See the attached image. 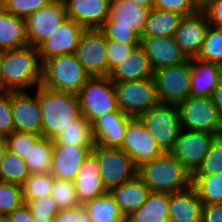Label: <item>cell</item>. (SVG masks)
Masks as SVG:
<instances>
[{"mask_svg":"<svg viewBox=\"0 0 222 222\" xmlns=\"http://www.w3.org/2000/svg\"><path fill=\"white\" fill-rule=\"evenodd\" d=\"M181 129L220 135L222 121L211 97L190 96L177 105Z\"/></svg>","mask_w":222,"mask_h":222,"instance_id":"9","label":"cell"},{"mask_svg":"<svg viewBox=\"0 0 222 222\" xmlns=\"http://www.w3.org/2000/svg\"><path fill=\"white\" fill-rule=\"evenodd\" d=\"M140 46L149 59L153 71L178 65L187 60L172 37H140Z\"/></svg>","mask_w":222,"mask_h":222,"instance_id":"20","label":"cell"},{"mask_svg":"<svg viewBox=\"0 0 222 222\" xmlns=\"http://www.w3.org/2000/svg\"><path fill=\"white\" fill-rule=\"evenodd\" d=\"M1 76L3 93L37 88L42 78V63L37 48L27 45L1 51Z\"/></svg>","mask_w":222,"mask_h":222,"instance_id":"1","label":"cell"},{"mask_svg":"<svg viewBox=\"0 0 222 222\" xmlns=\"http://www.w3.org/2000/svg\"><path fill=\"white\" fill-rule=\"evenodd\" d=\"M138 118L164 153L173 148L181 131L177 105L160 103L143 112Z\"/></svg>","mask_w":222,"mask_h":222,"instance_id":"7","label":"cell"},{"mask_svg":"<svg viewBox=\"0 0 222 222\" xmlns=\"http://www.w3.org/2000/svg\"><path fill=\"white\" fill-rule=\"evenodd\" d=\"M53 0H0V6L14 16L26 18Z\"/></svg>","mask_w":222,"mask_h":222,"instance_id":"42","label":"cell"},{"mask_svg":"<svg viewBox=\"0 0 222 222\" xmlns=\"http://www.w3.org/2000/svg\"><path fill=\"white\" fill-rule=\"evenodd\" d=\"M93 148L53 144L50 174L58 179L74 181L78 169Z\"/></svg>","mask_w":222,"mask_h":222,"instance_id":"18","label":"cell"},{"mask_svg":"<svg viewBox=\"0 0 222 222\" xmlns=\"http://www.w3.org/2000/svg\"><path fill=\"white\" fill-rule=\"evenodd\" d=\"M212 104L215 106L219 118L222 121V79L211 94Z\"/></svg>","mask_w":222,"mask_h":222,"instance_id":"52","label":"cell"},{"mask_svg":"<svg viewBox=\"0 0 222 222\" xmlns=\"http://www.w3.org/2000/svg\"><path fill=\"white\" fill-rule=\"evenodd\" d=\"M116 1H119V0H109L110 3L116 2Z\"/></svg>","mask_w":222,"mask_h":222,"instance_id":"58","label":"cell"},{"mask_svg":"<svg viewBox=\"0 0 222 222\" xmlns=\"http://www.w3.org/2000/svg\"><path fill=\"white\" fill-rule=\"evenodd\" d=\"M217 135L181 129L169 153L192 175L201 165Z\"/></svg>","mask_w":222,"mask_h":222,"instance_id":"13","label":"cell"},{"mask_svg":"<svg viewBox=\"0 0 222 222\" xmlns=\"http://www.w3.org/2000/svg\"><path fill=\"white\" fill-rule=\"evenodd\" d=\"M81 115L91 124L117 107L116 89L109 76L90 77L77 93Z\"/></svg>","mask_w":222,"mask_h":222,"instance_id":"5","label":"cell"},{"mask_svg":"<svg viewBox=\"0 0 222 222\" xmlns=\"http://www.w3.org/2000/svg\"><path fill=\"white\" fill-rule=\"evenodd\" d=\"M6 151H7L6 138L0 137V166H1V162L3 161Z\"/></svg>","mask_w":222,"mask_h":222,"instance_id":"53","label":"cell"},{"mask_svg":"<svg viewBox=\"0 0 222 222\" xmlns=\"http://www.w3.org/2000/svg\"><path fill=\"white\" fill-rule=\"evenodd\" d=\"M28 91H12V115L14 131L31 132L41 135L42 113L39 99Z\"/></svg>","mask_w":222,"mask_h":222,"instance_id":"17","label":"cell"},{"mask_svg":"<svg viewBox=\"0 0 222 222\" xmlns=\"http://www.w3.org/2000/svg\"><path fill=\"white\" fill-rule=\"evenodd\" d=\"M221 79V65L205 62L197 58L191 59L190 96L211 97L212 92Z\"/></svg>","mask_w":222,"mask_h":222,"instance_id":"25","label":"cell"},{"mask_svg":"<svg viewBox=\"0 0 222 222\" xmlns=\"http://www.w3.org/2000/svg\"><path fill=\"white\" fill-rule=\"evenodd\" d=\"M201 222H222V203L203 204Z\"/></svg>","mask_w":222,"mask_h":222,"instance_id":"50","label":"cell"},{"mask_svg":"<svg viewBox=\"0 0 222 222\" xmlns=\"http://www.w3.org/2000/svg\"><path fill=\"white\" fill-rule=\"evenodd\" d=\"M52 146V140L42 136H40L35 143L30 146V150L24 158L30 174L50 171Z\"/></svg>","mask_w":222,"mask_h":222,"instance_id":"33","label":"cell"},{"mask_svg":"<svg viewBox=\"0 0 222 222\" xmlns=\"http://www.w3.org/2000/svg\"><path fill=\"white\" fill-rule=\"evenodd\" d=\"M54 222H93L84 205L60 209Z\"/></svg>","mask_w":222,"mask_h":222,"instance_id":"48","label":"cell"},{"mask_svg":"<svg viewBox=\"0 0 222 222\" xmlns=\"http://www.w3.org/2000/svg\"><path fill=\"white\" fill-rule=\"evenodd\" d=\"M93 222H126L109 192L84 204Z\"/></svg>","mask_w":222,"mask_h":222,"instance_id":"32","label":"cell"},{"mask_svg":"<svg viewBox=\"0 0 222 222\" xmlns=\"http://www.w3.org/2000/svg\"><path fill=\"white\" fill-rule=\"evenodd\" d=\"M53 144H64L80 147H94L95 140L93 136L91 123L82 115L72 121L66 130L62 131L54 140Z\"/></svg>","mask_w":222,"mask_h":222,"instance_id":"31","label":"cell"},{"mask_svg":"<svg viewBox=\"0 0 222 222\" xmlns=\"http://www.w3.org/2000/svg\"><path fill=\"white\" fill-rule=\"evenodd\" d=\"M68 18L63 0H53L25 18L28 45L37 48Z\"/></svg>","mask_w":222,"mask_h":222,"instance_id":"11","label":"cell"},{"mask_svg":"<svg viewBox=\"0 0 222 222\" xmlns=\"http://www.w3.org/2000/svg\"><path fill=\"white\" fill-rule=\"evenodd\" d=\"M208 26L207 17L201 9L181 18L174 39L187 59L196 58L199 54Z\"/></svg>","mask_w":222,"mask_h":222,"instance_id":"15","label":"cell"},{"mask_svg":"<svg viewBox=\"0 0 222 222\" xmlns=\"http://www.w3.org/2000/svg\"><path fill=\"white\" fill-rule=\"evenodd\" d=\"M0 93H3V79L1 76V51H0Z\"/></svg>","mask_w":222,"mask_h":222,"instance_id":"55","label":"cell"},{"mask_svg":"<svg viewBox=\"0 0 222 222\" xmlns=\"http://www.w3.org/2000/svg\"><path fill=\"white\" fill-rule=\"evenodd\" d=\"M160 103L178 105L190 97L191 59L153 72Z\"/></svg>","mask_w":222,"mask_h":222,"instance_id":"6","label":"cell"},{"mask_svg":"<svg viewBox=\"0 0 222 222\" xmlns=\"http://www.w3.org/2000/svg\"><path fill=\"white\" fill-rule=\"evenodd\" d=\"M3 219L7 222H35L26 203H22Z\"/></svg>","mask_w":222,"mask_h":222,"instance_id":"51","label":"cell"},{"mask_svg":"<svg viewBox=\"0 0 222 222\" xmlns=\"http://www.w3.org/2000/svg\"><path fill=\"white\" fill-rule=\"evenodd\" d=\"M107 40H114L125 44H140V35L129 26L116 25L114 20H106L99 29Z\"/></svg>","mask_w":222,"mask_h":222,"instance_id":"41","label":"cell"},{"mask_svg":"<svg viewBox=\"0 0 222 222\" xmlns=\"http://www.w3.org/2000/svg\"><path fill=\"white\" fill-rule=\"evenodd\" d=\"M53 179L50 172L30 174L22 186L23 202L28 203L31 200L50 195Z\"/></svg>","mask_w":222,"mask_h":222,"instance_id":"36","label":"cell"},{"mask_svg":"<svg viewBox=\"0 0 222 222\" xmlns=\"http://www.w3.org/2000/svg\"><path fill=\"white\" fill-rule=\"evenodd\" d=\"M92 153L99 161L101 180L107 191L138 176V167L122 149L95 144Z\"/></svg>","mask_w":222,"mask_h":222,"instance_id":"10","label":"cell"},{"mask_svg":"<svg viewBox=\"0 0 222 222\" xmlns=\"http://www.w3.org/2000/svg\"><path fill=\"white\" fill-rule=\"evenodd\" d=\"M203 202L195 188L169 194V222H201Z\"/></svg>","mask_w":222,"mask_h":222,"instance_id":"23","label":"cell"},{"mask_svg":"<svg viewBox=\"0 0 222 222\" xmlns=\"http://www.w3.org/2000/svg\"><path fill=\"white\" fill-rule=\"evenodd\" d=\"M117 107L138 118L143 112L160 104L154 78L114 83Z\"/></svg>","mask_w":222,"mask_h":222,"instance_id":"8","label":"cell"},{"mask_svg":"<svg viewBox=\"0 0 222 222\" xmlns=\"http://www.w3.org/2000/svg\"><path fill=\"white\" fill-rule=\"evenodd\" d=\"M169 194L150 192L146 202L126 217V222H169Z\"/></svg>","mask_w":222,"mask_h":222,"instance_id":"29","label":"cell"},{"mask_svg":"<svg viewBox=\"0 0 222 222\" xmlns=\"http://www.w3.org/2000/svg\"><path fill=\"white\" fill-rule=\"evenodd\" d=\"M149 59L140 45L135 46L123 61L110 71L109 78L113 83L137 81L153 77Z\"/></svg>","mask_w":222,"mask_h":222,"instance_id":"24","label":"cell"},{"mask_svg":"<svg viewBox=\"0 0 222 222\" xmlns=\"http://www.w3.org/2000/svg\"><path fill=\"white\" fill-rule=\"evenodd\" d=\"M69 19L85 30L100 29L109 16V0H63Z\"/></svg>","mask_w":222,"mask_h":222,"instance_id":"21","label":"cell"},{"mask_svg":"<svg viewBox=\"0 0 222 222\" xmlns=\"http://www.w3.org/2000/svg\"><path fill=\"white\" fill-rule=\"evenodd\" d=\"M182 17L175 12L152 8L140 37H172Z\"/></svg>","mask_w":222,"mask_h":222,"instance_id":"30","label":"cell"},{"mask_svg":"<svg viewBox=\"0 0 222 222\" xmlns=\"http://www.w3.org/2000/svg\"><path fill=\"white\" fill-rule=\"evenodd\" d=\"M75 55L90 77L108 76L107 39L99 29L81 34Z\"/></svg>","mask_w":222,"mask_h":222,"instance_id":"12","label":"cell"},{"mask_svg":"<svg viewBox=\"0 0 222 222\" xmlns=\"http://www.w3.org/2000/svg\"><path fill=\"white\" fill-rule=\"evenodd\" d=\"M118 109L96 119L92 124L95 144L103 147L120 148L125 138L128 122L132 119Z\"/></svg>","mask_w":222,"mask_h":222,"instance_id":"19","label":"cell"},{"mask_svg":"<svg viewBox=\"0 0 222 222\" xmlns=\"http://www.w3.org/2000/svg\"><path fill=\"white\" fill-rule=\"evenodd\" d=\"M134 3L152 9L155 0H132Z\"/></svg>","mask_w":222,"mask_h":222,"instance_id":"54","label":"cell"},{"mask_svg":"<svg viewBox=\"0 0 222 222\" xmlns=\"http://www.w3.org/2000/svg\"><path fill=\"white\" fill-rule=\"evenodd\" d=\"M42 113L41 136L54 140L62 131L81 116L77 94L54 91L42 85L35 88Z\"/></svg>","mask_w":222,"mask_h":222,"instance_id":"2","label":"cell"},{"mask_svg":"<svg viewBox=\"0 0 222 222\" xmlns=\"http://www.w3.org/2000/svg\"><path fill=\"white\" fill-rule=\"evenodd\" d=\"M90 78L75 53L51 57L42 63V86L77 94Z\"/></svg>","mask_w":222,"mask_h":222,"instance_id":"4","label":"cell"},{"mask_svg":"<svg viewBox=\"0 0 222 222\" xmlns=\"http://www.w3.org/2000/svg\"><path fill=\"white\" fill-rule=\"evenodd\" d=\"M26 204L31 215L39 220L55 219L60 210L51 195L31 200Z\"/></svg>","mask_w":222,"mask_h":222,"instance_id":"44","label":"cell"},{"mask_svg":"<svg viewBox=\"0 0 222 222\" xmlns=\"http://www.w3.org/2000/svg\"><path fill=\"white\" fill-rule=\"evenodd\" d=\"M191 185L203 204L222 203V173L191 175Z\"/></svg>","mask_w":222,"mask_h":222,"instance_id":"34","label":"cell"},{"mask_svg":"<svg viewBox=\"0 0 222 222\" xmlns=\"http://www.w3.org/2000/svg\"><path fill=\"white\" fill-rule=\"evenodd\" d=\"M27 45L25 19L12 15L0 6V51Z\"/></svg>","mask_w":222,"mask_h":222,"instance_id":"28","label":"cell"},{"mask_svg":"<svg viewBox=\"0 0 222 222\" xmlns=\"http://www.w3.org/2000/svg\"><path fill=\"white\" fill-rule=\"evenodd\" d=\"M73 182L81 205L108 192L101 180L99 161L92 152L78 169Z\"/></svg>","mask_w":222,"mask_h":222,"instance_id":"22","label":"cell"},{"mask_svg":"<svg viewBox=\"0 0 222 222\" xmlns=\"http://www.w3.org/2000/svg\"><path fill=\"white\" fill-rule=\"evenodd\" d=\"M140 44H125L114 40H107L108 76L110 71L119 65L131 53L135 46Z\"/></svg>","mask_w":222,"mask_h":222,"instance_id":"47","label":"cell"},{"mask_svg":"<svg viewBox=\"0 0 222 222\" xmlns=\"http://www.w3.org/2000/svg\"><path fill=\"white\" fill-rule=\"evenodd\" d=\"M29 175L24 159L7 150L0 166V181L22 187Z\"/></svg>","mask_w":222,"mask_h":222,"instance_id":"35","label":"cell"},{"mask_svg":"<svg viewBox=\"0 0 222 222\" xmlns=\"http://www.w3.org/2000/svg\"><path fill=\"white\" fill-rule=\"evenodd\" d=\"M84 31L81 25L67 18L48 39L37 47L41 63L54 56L75 53L79 38Z\"/></svg>","mask_w":222,"mask_h":222,"instance_id":"16","label":"cell"},{"mask_svg":"<svg viewBox=\"0 0 222 222\" xmlns=\"http://www.w3.org/2000/svg\"><path fill=\"white\" fill-rule=\"evenodd\" d=\"M120 149L135 162L137 167L164 153L139 118H132L128 122Z\"/></svg>","mask_w":222,"mask_h":222,"instance_id":"14","label":"cell"},{"mask_svg":"<svg viewBox=\"0 0 222 222\" xmlns=\"http://www.w3.org/2000/svg\"><path fill=\"white\" fill-rule=\"evenodd\" d=\"M12 91L0 93V137H8L14 132L12 115Z\"/></svg>","mask_w":222,"mask_h":222,"instance_id":"46","label":"cell"},{"mask_svg":"<svg viewBox=\"0 0 222 222\" xmlns=\"http://www.w3.org/2000/svg\"><path fill=\"white\" fill-rule=\"evenodd\" d=\"M108 192L126 218L146 202L150 190L140 177L136 176L110 189Z\"/></svg>","mask_w":222,"mask_h":222,"instance_id":"26","label":"cell"},{"mask_svg":"<svg viewBox=\"0 0 222 222\" xmlns=\"http://www.w3.org/2000/svg\"><path fill=\"white\" fill-rule=\"evenodd\" d=\"M35 222H54V219H45V220L35 219Z\"/></svg>","mask_w":222,"mask_h":222,"instance_id":"56","label":"cell"},{"mask_svg":"<svg viewBox=\"0 0 222 222\" xmlns=\"http://www.w3.org/2000/svg\"><path fill=\"white\" fill-rule=\"evenodd\" d=\"M209 25L222 29V0H205L201 4Z\"/></svg>","mask_w":222,"mask_h":222,"instance_id":"49","label":"cell"},{"mask_svg":"<svg viewBox=\"0 0 222 222\" xmlns=\"http://www.w3.org/2000/svg\"><path fill=\"white\" fill-rule=\"evenodd\" d=\"M204 1H205V0H198V2H199L200 4H202Z\"/></svg>","mask_w":222,"mask_h":222,"instance_id":"57","label":"cell"},{"mask_svg":"<svg viewBox=\"0 0 222 222\" xmlns=\"http://www.w3.org/2000/svg\"><path fill=\"white\" fill-rule=\"evenodd\" d=\"M196 58L222 66V29L208 26L202 48Z\"/></svg>","mask_w":222,"mask_h":222,"instance_id":"37","label":"cell"},{"mask_svg":"<svg viewBox=\"0 0 222 222\" xmlns=\"http://www.w3.org/2000/svg\"><path fill=\"white\" fill-rule=\"evenodd\" d=\"M153 8L188 16L200 10L201 4L198 0H155Z\"/></svg>","mask_w":222,"mask_h":222,"instance_id":"45","label":"cell"},{"mask_svg":"<svg viewBox=\"0 0 222 222\" xmlns=\"http://www.w3.org/2000/svg\"><path fill=\"white\" fill-rule=\"evenodd\" d=\"M50 195L56 201L59 209L73 208L81 205L74 182L70 180L54 177Z\"/></svg>","mask_w":222,"mask_h":222,"instance_id":"38","label":"cell"},{"mask_svg":"<svg viewBox=\"0 0 222 222\" xmlns=\"http://www.w3.org/2000/svg\"><path fill=\"white\" fill-rule=\"evenodd\" d=\"M138 176L150 192L171 194L191 185V174L169 152L139 166Z\"/></svg>","mask_w":222,"mask_h":222,"instance_id":"3","label":"cell"},{"mask_svg":"<svg viewBox=\"0 0 222 222\" xmlns=\"http://www.w3.org/2000/svg\"><path fill=\"white\" fill-rule=\"evenodd\" d=\"M23 202L22 187L0 181V217L3 219Z\"/></svg>","mask_w":222,"mask_h":222,"instance_id":"40","label":"cell"},{"mask_svg":"<svg viewBox=\"0 0 222 222\" xmlns=\"http://www.w3.org/2000/svg\"><path fill=\"white\" fill-rule=\"evenodd\" d=\"M222 173V136L217 135L212 140L209 151L201 165L192 175H212Z\"/></svg>","mask_w":222,"mask_h":222,"instance_id":"39","label":"cell"},{"mask_svg":"<svg viewBox=\"0 0 222 222\" xmlns=\"http://www.w3.org/2000/svg\"><path fill=\"white\" fill-rule=\"evenodd\" d=\"M40 136L39 134L31 132L14 131L6 137L7 150L24 159L30 150V146H32Z\"/></svg>","mask_w":222,"mask_h":222,"instance_id":"43","label":"cell"},{"mask_svg":"<svg viewBox=\"0 0 222 222\" xmlns=\"http://www.w3.org/2000/svg\"><path fill=\"white\" fill-rule=\"evenodd\" d=\"M150 10L132 0H119L110 3L109 16L106 20H114L116 25L129 26L141 36Z\"/></svg>","mask_w":222,"mask_h":222,"instance_id":"27","label":"cell"}]
</instances>
